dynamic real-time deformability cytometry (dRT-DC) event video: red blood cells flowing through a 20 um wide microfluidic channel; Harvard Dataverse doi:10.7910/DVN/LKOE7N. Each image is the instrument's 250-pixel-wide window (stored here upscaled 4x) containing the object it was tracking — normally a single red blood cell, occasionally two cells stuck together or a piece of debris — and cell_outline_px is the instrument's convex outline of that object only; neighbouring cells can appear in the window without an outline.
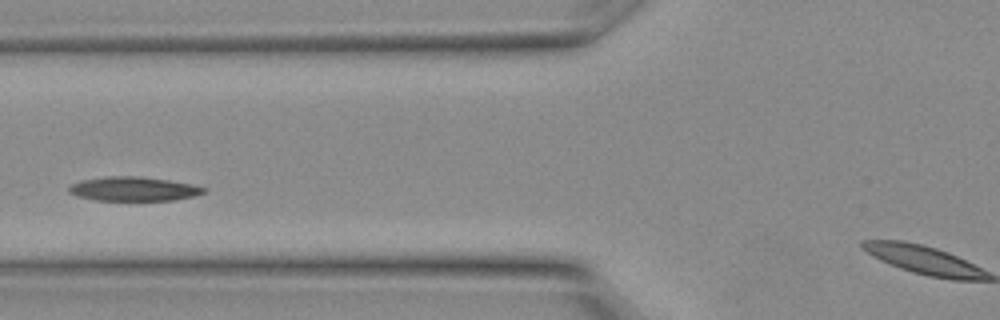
{"species": "Egyptian fruit bat (a non-hibernating species)", "species_latin": "Rousettus aegyptiacus", "temperature_condition": "warm", "stored_images_in_passage": 22, "camera_frame_rate_fps": 3000, "um_per_image_px": 0.085, "animal": {"sex": "female"}, "frame": {"image": 1, "passage_image": 4, "time_ms": 1.0, "image_size_px": [1000, 320], "cell_outline_px": [[208, 188], [204, 192], [192, 196], [172, 200], [96, 200], [76, 196], [68, 192], [68, 188], [72, 184], [80, 180], [108, 176], [140, 176], [168, 180], [192, 184]], "centroid_in_image_um": [11.32, 16.05], "position_along_channel_um": 114.5, "area_um2": 18.9}}
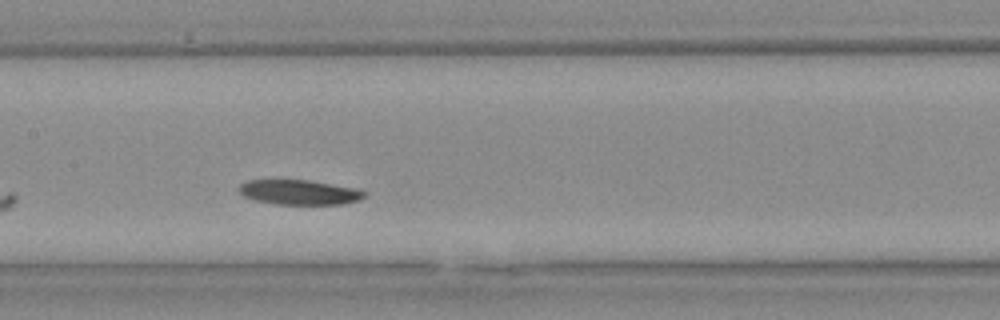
{"frame": {"image": 2, "passage_image": 7, "time_ms": 2.0, "image_size_px": [1000, 320], "cell_outline_px": [[364, 196], [360, 200], [344, 204], [276, 204], [256, 200], [244, 196], [236, 188], [244, 180], [308, 180], [352, 188], [364, 192]], "centroid_in_image_um": [25.37, 16.34], "position_along_channel_um": 182.0, "area_um2": 17.92}}